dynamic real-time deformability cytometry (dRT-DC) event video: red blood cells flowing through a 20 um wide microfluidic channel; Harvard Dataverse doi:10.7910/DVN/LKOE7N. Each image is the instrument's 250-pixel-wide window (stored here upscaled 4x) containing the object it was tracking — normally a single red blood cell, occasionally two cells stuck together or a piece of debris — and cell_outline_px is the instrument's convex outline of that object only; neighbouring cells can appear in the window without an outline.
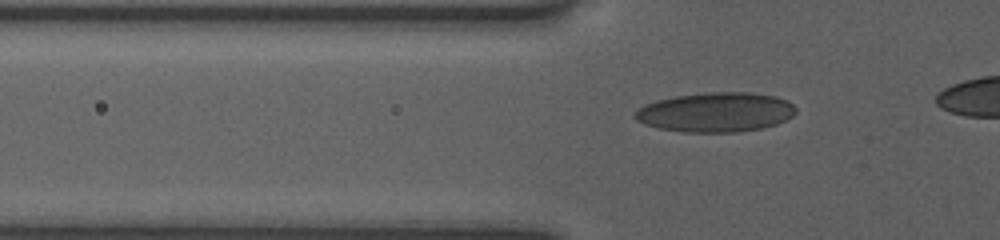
{"species": "human", "species_latin": "Homo sapiens", "temperature_condition": "room temperature", "stored_images_in_passage": 42, "camera_frame_rate_fps": 3000, "um_per_image_px": 0.085, "donor": {"sex": "female"}, "frame": {"image": 1, "passage_image": 13, "time_ms": 4.0, "image_size_px": [1000, 240], "cell_outline_px": [[796, 112], [792, 116], [776, 124], [760, 128], [736, 132], [684, 132], [656, 128], [644, 124], [636, 120], [632, 116], [644, 104], [656, 100], [676, 96], [712, 92], [748, 92], [776, 96], [788, 100], [796, 108]], "centroid_in_image_um": [60.82, 9.54], "position_along_channel_um": 65.0, "area_um2": 37.11}}
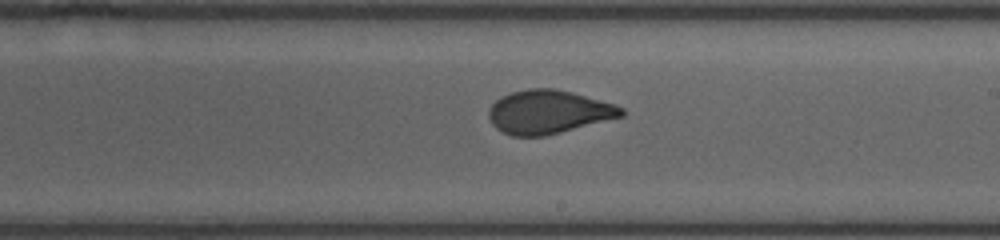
{"frame": {"image": 2, "passage_image": 27, "time_ms": 8.667, "image_size_px": [1000, 240], "cell_outline_px": [[624, 116], [544, 136], [512, 136], [496, 128], [492, 124], [488, 116], [488, 108], [500, 96], [512, 92], [528, 88], [556, 88], [572, 92], [616, 104], [624, 108]], "centroid_in_image_um": [46.61, 9.5], "position_along_channel_um": 242.4, "area_um2": 33.76}}
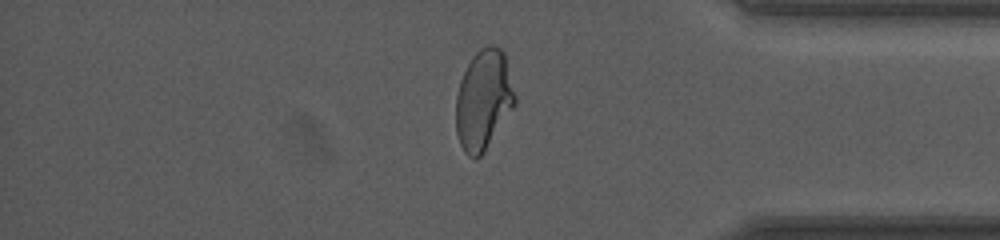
{"frame": {"image": 3, "passage_image": 40, "time_ms": 13.0, "image_size_px": [1000, 240], "cell_outline_px": [[516, 104], [484, 152], [476, 160], [468, 156], [464, 152], [460, 144], [456, 132], [456, 96], [460, 80], [472, 56], [480, 48], [488, 44], [492, 44], [500, 48], [504, 52], [516, 96]], "centroid_in_image_um": [41.1, 8.49], "position_along_channel_um": 394.1, "area_um2": 34.56}}